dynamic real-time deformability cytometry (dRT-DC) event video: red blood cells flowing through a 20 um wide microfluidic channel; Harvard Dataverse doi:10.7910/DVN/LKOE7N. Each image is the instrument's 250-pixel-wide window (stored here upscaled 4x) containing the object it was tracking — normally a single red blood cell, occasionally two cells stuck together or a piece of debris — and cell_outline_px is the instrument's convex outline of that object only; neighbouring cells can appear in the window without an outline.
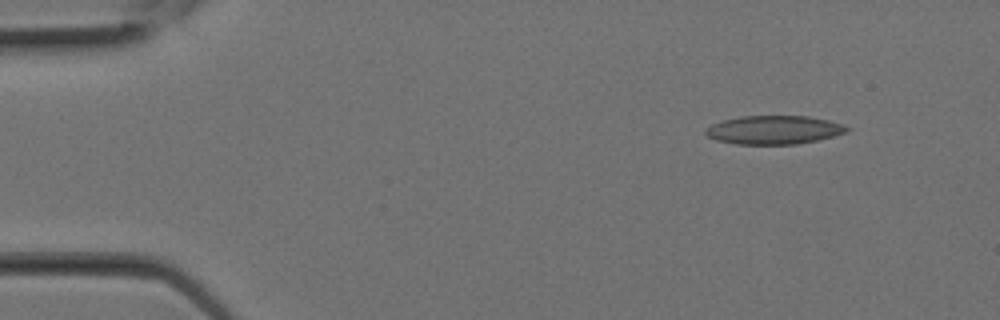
{"species": "Egyptian fruit bat (a non-hibernating species)", "species_latin": "Rousettus aegyptiacus", "temperature_condition": "room temperature", "stored_images_in_passage": 7, "camera_frame_rate_fps": 3000, "um_per_image_px": 0.085, "animal": {"sex": "female"}, "frame": {"image": 1, "passage_image": 1, "time_ms": 0.0, "image_size_px": [1000, 320], "cell_outline_px": [[852, 128], [848, 132], [816, 140], [796, 144], [736, 144], [716, 140], [708, 136], [704, 132], [712, 124], [724, 120], [740, 116], [808, 116], [828, 120], [844, 124]], "centroid_in_image_um": [65.82, 11.04], "position_along_channel_um": 19.2, "area_um2": 23.47}}
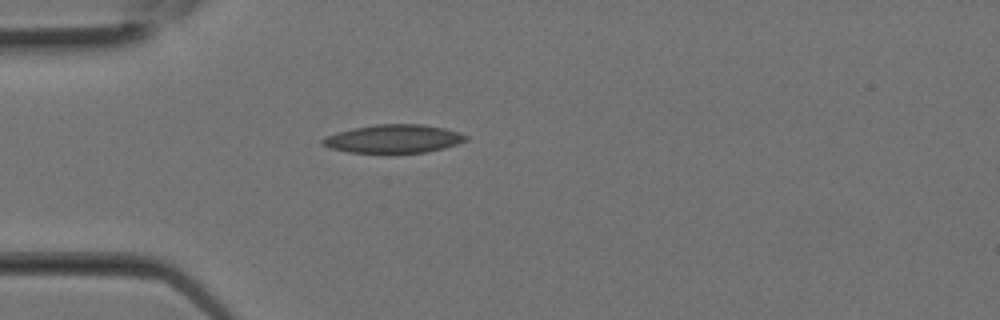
{"frame": {"image": 2, "passage_image": 5, "time_ms": 1.333, "image_size_px": [1000, 320], "cell_outline_px": [[468, 140], [444, 148], [428, 152], [384, 156], [348, 152], [332, 148], [320, 144], [320, 140], [324, 136], [336, 132], [352, 128], [376, 124], [420, 124], [444, 128], [460, 132], [468, 136]], "centroid_in_image_um": [33.41, 11.84], "position_along_channel_um": 51.6, "area_um2": 24.8}}
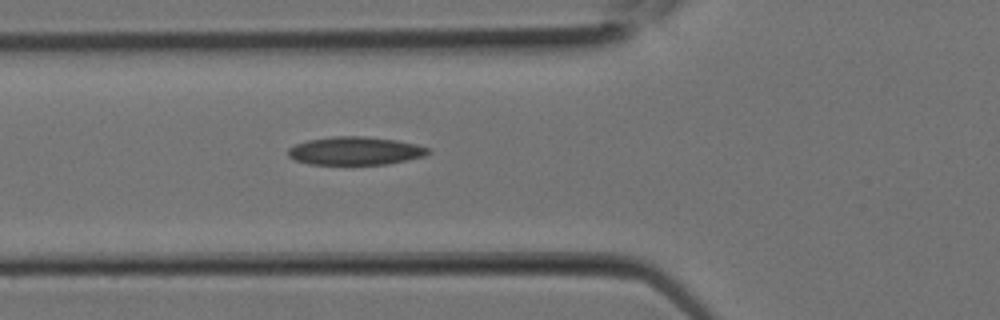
{"frame": {"image": 3, "passage_image": 7, "time_ms": 2.0, "image_size_px": [1000, 320], "cell_outline_px": [[432, 152], [424, 156], [408, 160], [388, 164], [352, 168], [308, 164], [296, 160], [288, 156], [288, 148], [296, 144], [308, 140], [332, 136], [364, 136], [396, 140], [416, 144], [428, 148]], "centroid_in_image_um": [30.18, 12.88], "position_along_channel_um": 95.6, "area_um2": 24.16}}